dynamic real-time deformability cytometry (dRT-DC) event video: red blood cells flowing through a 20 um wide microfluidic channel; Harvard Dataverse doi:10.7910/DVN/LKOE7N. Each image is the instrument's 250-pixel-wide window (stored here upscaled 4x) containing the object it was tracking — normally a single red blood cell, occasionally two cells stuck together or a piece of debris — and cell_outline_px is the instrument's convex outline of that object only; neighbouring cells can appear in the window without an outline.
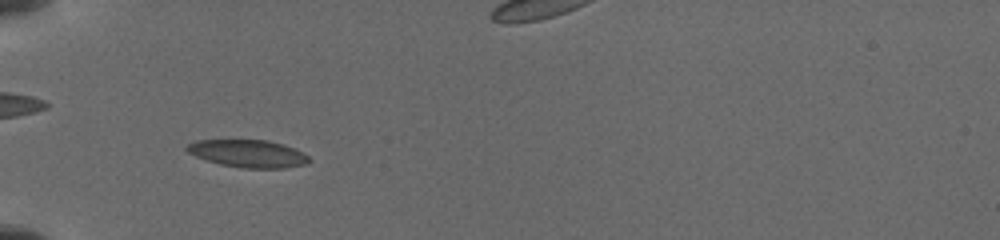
{"species": "common noctule bat (a hibernating species)", "species_latin": "Nyctalus noctula", "temperature_condition": "cold", "stored_images_in_passage": 13, "camera_frame_rate_fps": 3000, "um_per_image_px": 0.085, "animal": {"sex": "female", "body_mass_g": 19.5, "forearm_length_mm": 54.1}, "frame": {"image": 1, "passage_image": 12, "time_ms": 2.667, "image_size_px": [1000, 240], "cell_outline_px": [[308, 164], [284, 168], [240, 168], [220, 164], [196, 156], [188, 152], [184, 148], [188, 144], [196, 140], [268, 140], [284, 144], [308, 156]], "centroid_in_image_um": [21.07, 13.05], "position_along_channel_um": 63.9, "area_um2": 19.48}}